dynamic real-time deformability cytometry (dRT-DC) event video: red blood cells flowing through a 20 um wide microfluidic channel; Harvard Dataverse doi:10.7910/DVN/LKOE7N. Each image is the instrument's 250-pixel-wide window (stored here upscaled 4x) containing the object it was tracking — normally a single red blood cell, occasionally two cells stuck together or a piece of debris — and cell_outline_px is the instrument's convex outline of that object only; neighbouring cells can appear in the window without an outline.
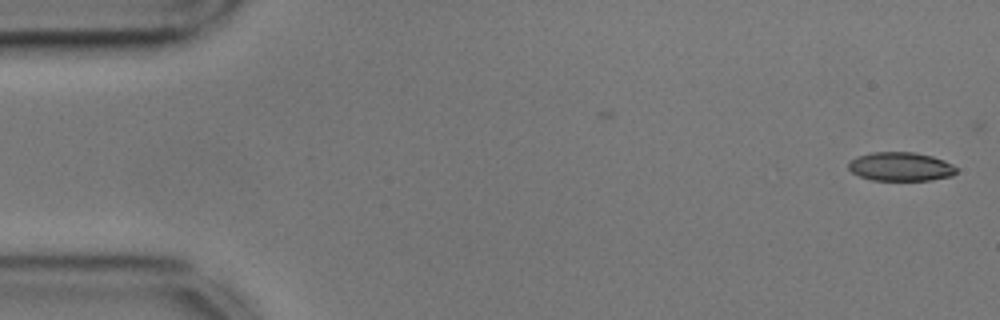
{"species": "common noctule bat (a hibernating species)", "species_latin": "Nyctalus noctula", "temperature_condition": "cold", "stored_images_in_passage": 22, "camera_frame_rate_fps": 3000, "um_per_image_px": 0.085, "animal": {"sex": "male", "body_mass_g": 17.9, "forearm_length_mm": 54.2}, "frame": {"image": 1, "passage_image": 1, "time_ms": 0.0, "image_size_px": [1000, 320], "cell_outline_px": [[956, 172], [952, 176], [932, 180], [872, 180], [860, 176], [852, 172], [848, 168], [848, 160], [856, 156], [872, 152], [912, 152], [932, 156], [944, 160], [952, 164], [956, 168]], "centroid_in_image_um": [76.53, 14.16], "position_along_channel_um": 8.5, "area_um2": 18.21}}
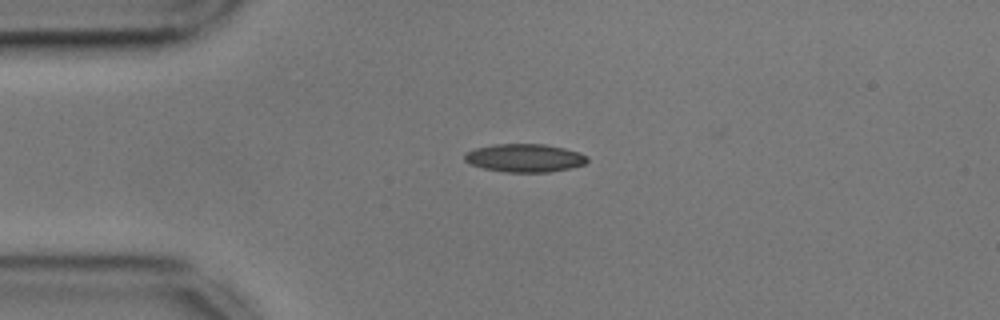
{"frame": {"image": 2, "passage_image": 12, "time_ms": 3.667, "image_size_px": [1000, 320], "cell_outline_px": [[588, 160], [584, 164], [572, 168], [548, 172], [504, 172], [484, 168], [472, 164], [464, 160], [464, 152], [476, 148], [496, 144], [544, 144], [564, 148], [580, 152], [588, 156]], "centroid_in_image_um": [44.62, 13.42], "position_along_channel_um": 40.4, "area_um2": 20.17}}